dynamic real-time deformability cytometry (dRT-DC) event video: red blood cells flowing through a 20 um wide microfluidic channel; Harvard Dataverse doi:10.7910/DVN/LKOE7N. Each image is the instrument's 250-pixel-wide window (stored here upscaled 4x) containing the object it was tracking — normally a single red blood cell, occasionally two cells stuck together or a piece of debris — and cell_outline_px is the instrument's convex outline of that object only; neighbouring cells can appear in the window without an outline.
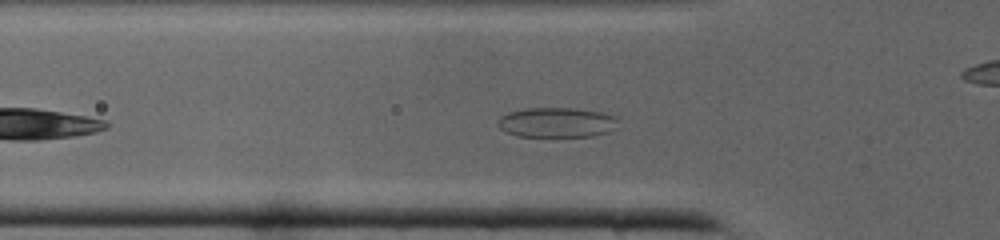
{"species": "common noctule bat (a hibernating species)", "species_latin": "Nyctalus noctula", "temperature_condition": "cold", "stored_images_in_passage": 29, "camera_frame_rate_fps": 3000, "um_per_image_px": 0.085, "animal": {"sex": "male", "body_mass_g": 19.0, "forearm_length_mm": 50.8}, "frame": {"image": 1, "passage_image": 6, "time_ms": 1.667, "image_size_px": [1000, 240], "cell_outline_px": [[616, 128], [608, 132], [592, 136], [516, 136], [500, 128], [496, 124], [496, 120], [500, 116], [508, 112], [524, 108], [576, 108], [600, 112], [616, 116]], "centroid_in_image_um": [47.28, 10.4], "position_along_channel_um": 78.5, "area_um2": 21.04}}
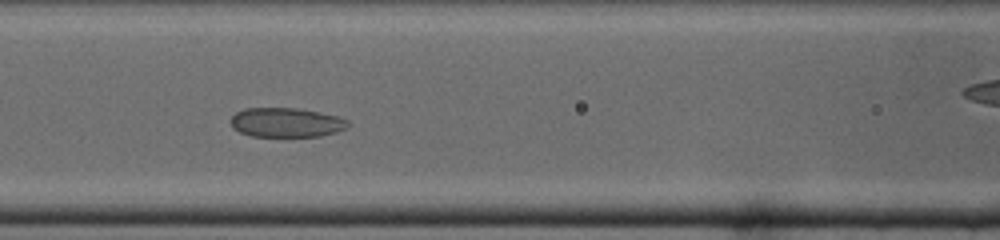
{"frame": {"image": 2, "passage_image": 10, "time_ms": 3.0, "image_size_px": [1000, 240], "cell_outline_px": [[348, 128], [336, 132], [320, 136], [252, 136], [240, 132], [232, 128], [232, 116], [236, 112], [244, 108], [296, 108], [320, 112], [340, 116], [348, 120]], "centroid_in_image_um": [24.36, 10.4], "position_along_channel_um": 142.2, "area_um2": 20.11}}
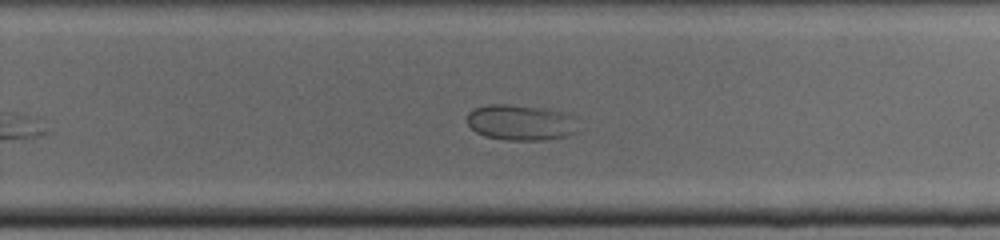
{"frame": {"image": 3, "passage_image": 19, "time_ms": 6.0, "image_size_px": [1000, 240], "cell_outline_px": [[576, 132], [568, 136], [544, 140], [504, 140], [484, 136], [476, 132], [468, 124], [468, 112], [472, 108], [488, 104], [508, 104], [544, 108], [564, 112], [576, 116]], "centroid_in_image_um": [44.27, 10.41], "position_along_channel_um": 285.5, "area_um2": 23.41}}